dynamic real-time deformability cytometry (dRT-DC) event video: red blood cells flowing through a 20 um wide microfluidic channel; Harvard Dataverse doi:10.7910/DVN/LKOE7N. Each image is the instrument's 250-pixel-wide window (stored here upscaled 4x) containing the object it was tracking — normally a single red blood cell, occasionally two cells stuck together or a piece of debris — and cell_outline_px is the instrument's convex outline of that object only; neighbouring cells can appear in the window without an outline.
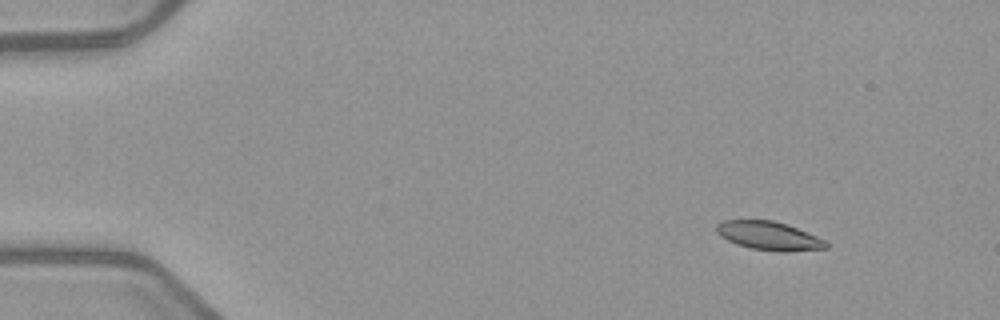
{"species": "common noctule bat (a hibernating species)", "species_latin": "Nyctalus noctula", "temperature_condition": "warm", "stored_images_in_passage": 5, "camera_frame_rate_fps": 3000, "um_per_image_px": 0.085, "animal": {"sex": "female", "body_mass_g": 21.9}, "frame": {"image": 1, "passage_image": 2, "time_ms": 1.0, "image_size_px": [1000, 320], "cell_outline_px": [[828, 248], [788, 252], [776, 252], [748, 248], [736, 244], [720, 236], [716, 232], [716, 224], [724, 220], [772, 220], [788, 224], [816, 236], [824, 240], [828, 244]], "centroid_in_image_um": [65.35, 20.05], "position_along_channel_um": 19.7, "area_um2": 18.44}}
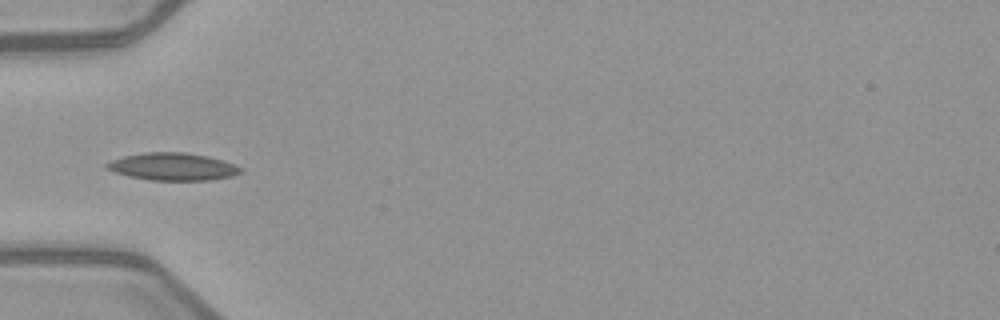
{"frame": {"image": 2, "passage_image": 4, "time_ms": 5.0, "image_size_px": [1000, 320], "cell_outline_px": [[244, 172], [232, 176], [208, 180], [148, 180], [128, 176], [104, 168], [104, 164], [112, 160], [124, 156], [144, 152], [184, 152], [208, 156], [224, 160], [244, 168]], "centroid_in_image_um": [14.71, 14.16], "position_along_channel_um": 70.3, "area_um2": 21.62}}
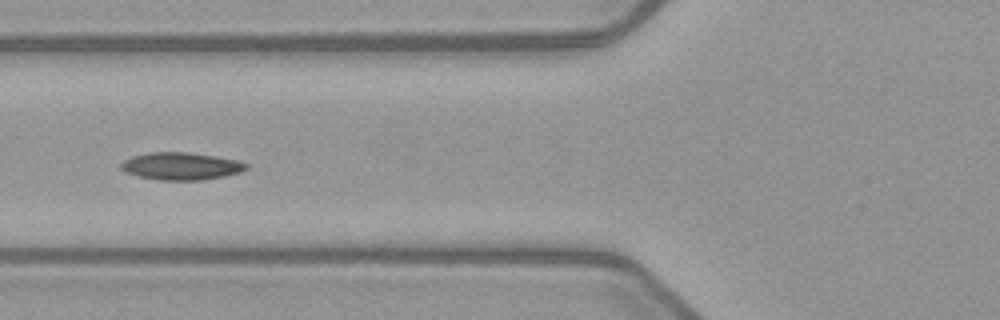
{"frame": {"image": 3, "passage_image": 5, "time_ms": 6.0, "image_size_px": [1000, 320], "cell_outline_px": [[248, 168], [240, 172], [224, 176], [204, 180], [156, 180], [140, 176], [128, 172], [120, 168], [120, 164], [124, 160], [132, 156], [148, 152], [188, 152], [216, 156], [236, 160], [248, 164]], "centroid_in_image_um": [15.4, 14.12], "position_along_channel_um": 110.4, "area_um2": 20.0}}